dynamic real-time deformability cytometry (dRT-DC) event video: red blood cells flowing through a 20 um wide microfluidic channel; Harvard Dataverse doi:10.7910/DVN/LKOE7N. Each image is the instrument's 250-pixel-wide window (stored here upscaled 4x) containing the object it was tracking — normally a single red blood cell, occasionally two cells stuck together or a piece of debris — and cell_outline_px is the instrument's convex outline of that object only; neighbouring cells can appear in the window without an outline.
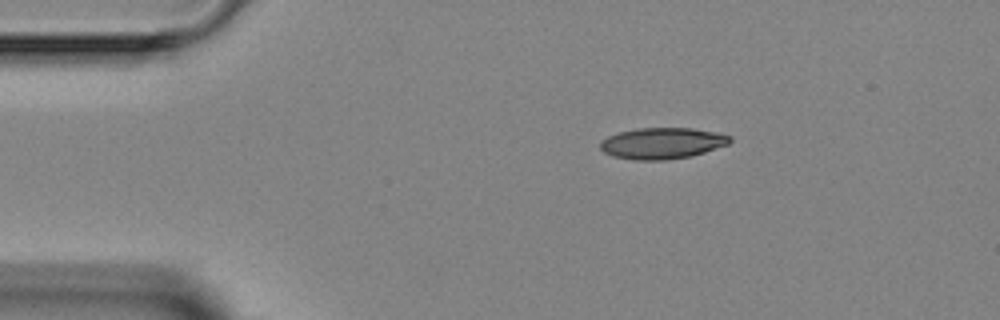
{"species": "Egyptian fruit bat (a non-hibernating species)", "species_latin": "Rousettus aegyptiacus", "temperature_condition": "room temperature", "stored_images_in_passage": 3, "camera_frame_rate_fps": 3000, "um_per_image_px": 0.085, "animal": {"sex": "female"}, "frame": {"image": 1, "passage_image": 1, "time_ms": 0.0, "image_size_px": [1000, 320], "cell_outline_px": [[732, 140], [728, 144], [704, 152], [688, 156], [664, 160], [632, 160], [612, 156], [604, 152], [600, 148], [600, 140], [608, 136], [620, 132], [636, 128], [692, 128], [716, 132], [732, 136]], "centroid_in_image_um": [56.26, 12.17], "position_along_channel_um": 28.7, "area_um2": 23.58}}
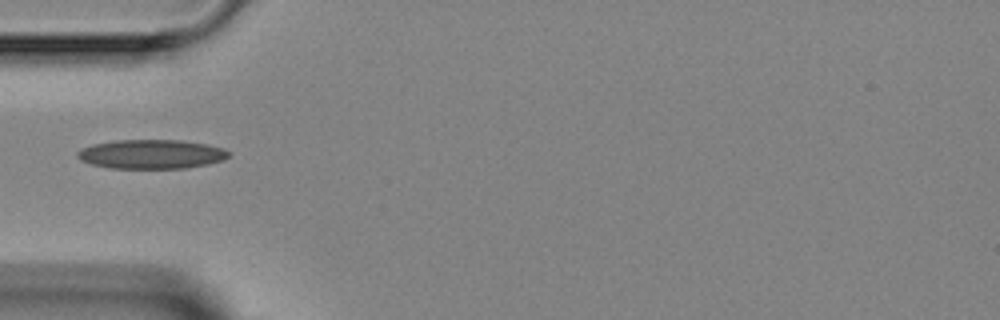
{"frame": {"image": 2, "passage_image": 3, "time_ms": 2.333, "image_size_px": [1000, 320], "cell_outline_px": [[232, 152], [224, 160], [208, 164], [184, 168], [108, 168], [92, 164], [80, 160], [76, 156], [76, 152], [80, 148], [92, 144], [116, 140], [180, 140], [208, 144], [224, 148]], "centroid_in_image_um": [12.87, 13.1], "position_along_channel_um": 72.1, "area_um2": 25.95}}